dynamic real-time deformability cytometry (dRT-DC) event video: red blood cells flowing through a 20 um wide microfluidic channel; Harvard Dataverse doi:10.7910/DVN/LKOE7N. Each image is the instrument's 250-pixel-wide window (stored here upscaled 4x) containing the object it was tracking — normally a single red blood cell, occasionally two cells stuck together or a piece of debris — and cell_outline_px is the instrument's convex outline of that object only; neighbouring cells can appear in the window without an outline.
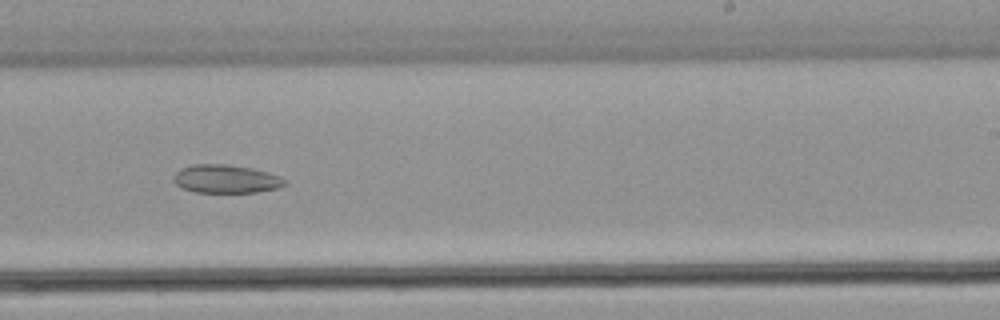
{"species": "common noctule bat (a hibernating species)", "species_latin": "Nyctalus noctula", "temperature_condition": "warm", "stored_images_in_passage": 35, "camera_frame_rate_fps": 3000, "um_per_image_px": 0.085, "animal": {"sex": "male", "body_mass_g": 21.5, "forearm_length_mm": 52.0}, "frame": {"image": 1, "passage_image": 20, "time_ms": 6.333, "image_size_px": [1000, 320], "cell_outline_px": [[288, 184], [276, 188], [256, 192], [196, 192], [180, 188], [172, 180], [176, 172], [180, 168], [192, 164], [224, 164], [252, 168], [268, 172], [280, 176], [288, 180]], "centroid_in_image_um": [19.2, 15.2], "position_along_channel_um": 269.8, "area_um2": 18.5}}
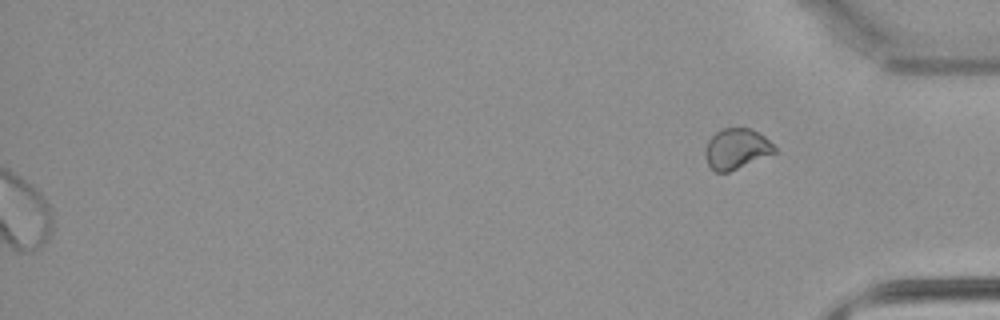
{"frame": {"image": 2, "passage_image": 35, "time_ms": 11.333, "image_size_px": [1000, 320], "cell_outline_px": [[776, 152], [728, 172], [716, 172], [708, 164], [704, 152], [708, 140], [720, 128], [748, 128], [760, 132], [776, 148]], "centroid_in_image_um": [62.58, 12.63], "position_along_channel_um": 372.6, "area_um2": 16.18}}